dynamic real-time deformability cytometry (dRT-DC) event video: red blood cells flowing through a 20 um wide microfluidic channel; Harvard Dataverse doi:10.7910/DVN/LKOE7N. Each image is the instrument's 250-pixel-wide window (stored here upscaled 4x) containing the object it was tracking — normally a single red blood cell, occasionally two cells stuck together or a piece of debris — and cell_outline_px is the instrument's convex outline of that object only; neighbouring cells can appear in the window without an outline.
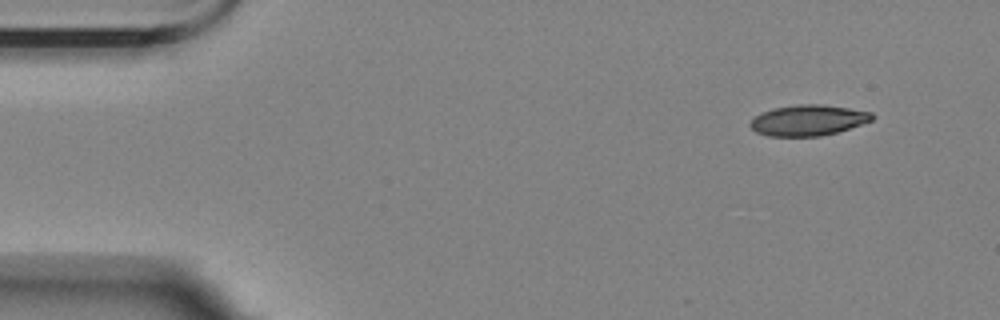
{"species": "Egyptian fruit bat (a non-hibernating species)", "species_latin": "Rousettus aegyptiacus", "temperature_condition": "room temperature", "stored_images_in_passage": 4, "camera_frame_rate_fps": 3000, "um_per_image_px": 0.085, "animal": {"sex": "female"}, "frame": {"image": 1, "passage_image": 1, "time_ms": 0.0, "image_size_px": [1000, 320], "cell_outline_px": [[876, 116], [872, 120], [836, 132], [820, 136], [768, 136], [756, 132], [748, 124], [760, 112], [772, 108], [796, 104], [824, 104], [872, 112]], "centroid_in_image_um": [68.67, 10.21], "position_along_channel_um": 16.3, "area_um2": 21.85}}
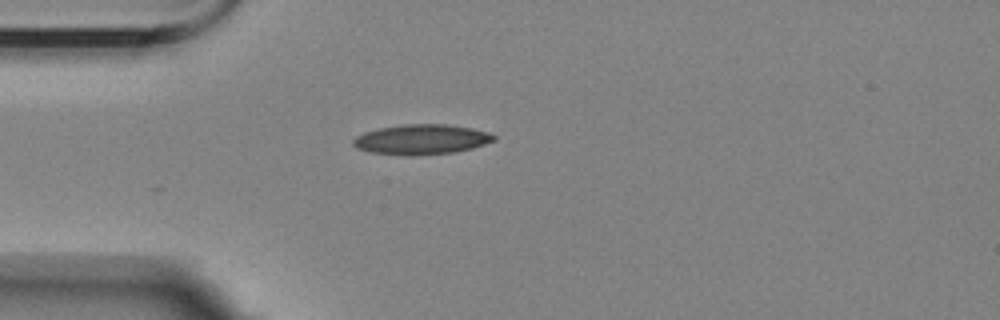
{"frame": {"image": 2, "passage_image": 3, "time_ms": 3.333, "image_size_px": [1000, 320], "cell_outline_px": [[496, 140], [472, 148], [456, 152], [412, 156], [404, 156], [372, 152], [356, 148], [352, 144], [352, 140], [356, 136], [364, 132], [380, 128], [404, 124], [448, 124], [472, 128], [488, 132], [496, 136]], "centroid_in_image_um": [35.82, 11.85], "position_along_channel_um": 49.2, "area_um2": 24.8}}